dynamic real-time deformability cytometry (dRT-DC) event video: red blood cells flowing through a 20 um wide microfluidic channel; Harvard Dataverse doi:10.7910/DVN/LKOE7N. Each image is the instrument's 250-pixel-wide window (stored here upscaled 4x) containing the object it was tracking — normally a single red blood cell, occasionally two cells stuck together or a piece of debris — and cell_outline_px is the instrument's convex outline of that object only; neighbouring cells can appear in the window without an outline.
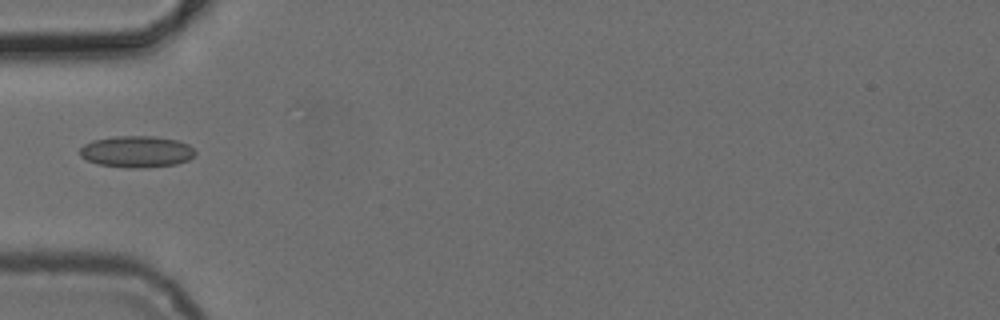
{"species": "common noctule bat (a hibernating species)", "species_latin": "Nyctalus noctula", "temperature_condition": "cold", "stored_images_in_passage": 3, "camera_frame_rate_fps": 3000, "um_per_image_px": 0.085, "animal": {"sex": "female", "body_mass_g": 24.6, "forearm_length_mm": 56.2}, "frame": {"image": 1, "passage_image": 2, "time_ms": 1.333, "image_size_px": [1000, 320], "cell_outline_px": [[196, 156], [188, 160], [176, 164], [140, 168], [128, 168], [100, 164], [88, 160], [80, 156], [80, 148], [84, 144], [92, 140], [116, 136], [156, 136], [176, 140], [188, 144], [196, 152]], "centroid_in_image_um": [11.63, 12.88], "position_along_channel_um": 73.4, "area_um2": 21.21}}
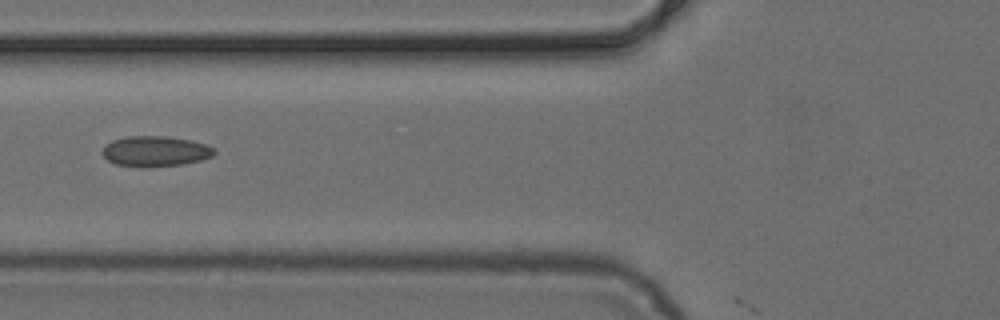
{"frame": {"image": 2, "passage_image": 3, "time_ms": 2.333, "image_size_px": [1000, 320], "cell_outline_px": [[216, 152], [212, 156], [200, 160], [184, 164], [144, 168], [140, 168], [116, 164], [108, 160], [100, 152], [112, 140], [128, 136], [168, 136], [192, 140], [208, 144], [216, 148]], "centroid_in_image_um": [13.24, 12.86], "position_along_channel_um": 112.6, "area_um2": 20.17}}